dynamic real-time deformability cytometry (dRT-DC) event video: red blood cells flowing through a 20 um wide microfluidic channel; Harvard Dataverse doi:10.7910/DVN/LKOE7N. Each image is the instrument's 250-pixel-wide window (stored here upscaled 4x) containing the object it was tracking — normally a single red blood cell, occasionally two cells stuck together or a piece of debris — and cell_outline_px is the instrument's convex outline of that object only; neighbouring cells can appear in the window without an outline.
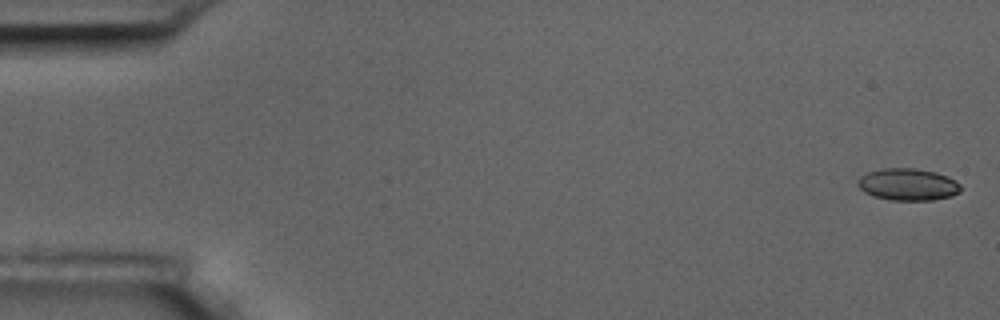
{"species": "common noctule bat (a hibernating species)", "species_latin": "Nyctalus noctula", "temperature_condition": "room temperature", "stored_images_in_passage": 6, "camera_frame_rate_fps": 3000, "um_per_image_px": 0.085, "animal": {"sex": "male", "body_mass_g": 17.5, "forearm_length_mm": 52.3}, "frame": {"image": 1, "passage_image": 1, "time_ms": 0.0, "image_size_px": [1000, 320], "cell_outline_px": [[960, 192], [952, 196], [932, 200], [892, 200], [872, 196], [864, 192], [856, 184], [856, 180], [860, 176], [868, 172], [880, 168], [916, 168], [936, 172], [948, 176], [960, 184]], "centroid_in_image_um": [77.14, 15.67], "position_along_channel_um": 7.9, "area_um2": 19.42}}
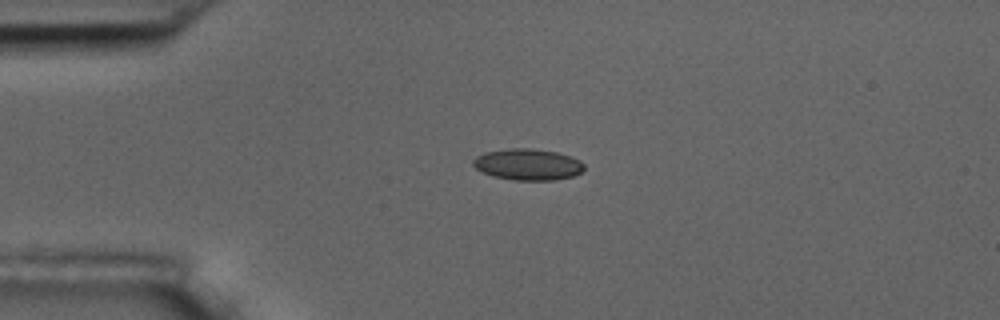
{"frame": {"image": 2, "passage_image": 4, "time_ms": 4.0, "image_size_px": [1000, 320], "cell_outline_px": [[584, 168], [580, 172], [572, 176], [556, 180], [512, 180], [492, 176], [476, 168], [472, 164], [472, 160], [476, 156], [484, 152], [508, 148], [532, 148], [556, 152], [572, 156], [580, 160], [584, 164]], "centroid_in_image_um": [44.85, 13.97], "position_along_channel_um": 40.1, "area_um2": 20.4}}